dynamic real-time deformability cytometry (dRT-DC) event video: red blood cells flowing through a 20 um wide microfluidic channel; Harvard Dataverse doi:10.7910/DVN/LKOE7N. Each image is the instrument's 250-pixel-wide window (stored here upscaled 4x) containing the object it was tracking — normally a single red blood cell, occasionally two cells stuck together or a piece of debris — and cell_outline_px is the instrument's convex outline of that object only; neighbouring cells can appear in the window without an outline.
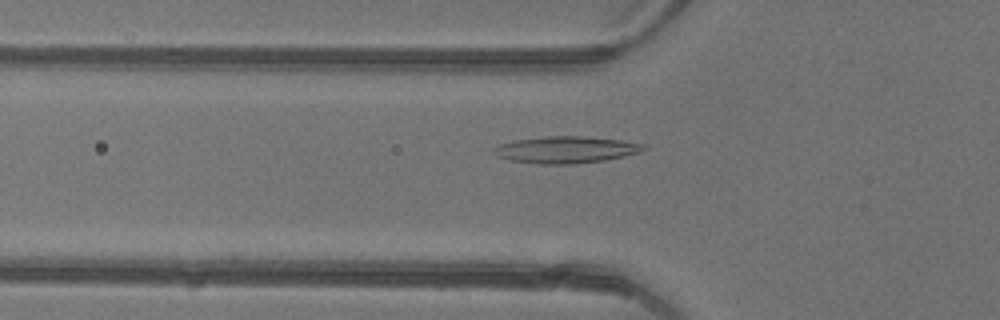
{"species": "common noctule bat (a hibernating species)", "species_latin": "Nyctalus noctula", "temperature_condition": "warm", "stored_images_in_passage": 37, "camera_frame_rate_fps": 3000, "um_per_image_px": 0.085, "animal": {"sex": "female"}, "frame": {"image": 1, "passage_image": 8, "time_ms": 2.333, "image_size_px": [1000, 320], "cell_outline_px": [[648, 148], [640, 152], [624, 156], [604, 160], [572, 164], [540, 164], [512, 160], [496, 156], [492, 152], [492, 148], [500, 144], [516, 140], [548, 136], [584, 136], [620, 140], [644, 144]], "centroid_in_image_um": [48.1, 12.72], "position_along_channel_um": 77.7, "area_um2": 23.29}}
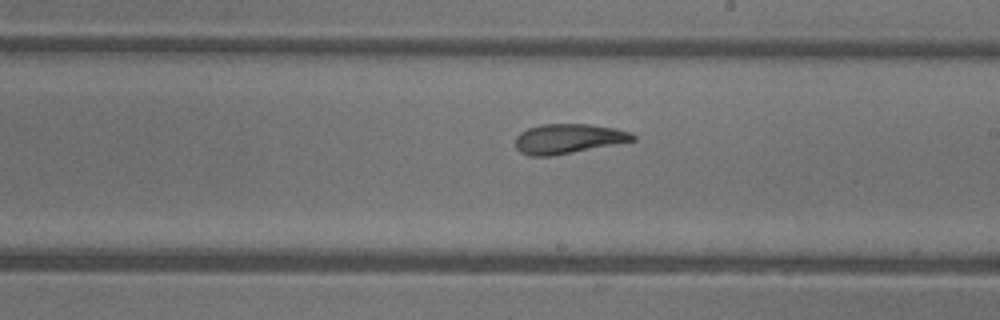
{"frame": {"image": 2, "passage_image": 19, "time_ms": 6.0, "image_size_px": [1000, 320], "cell_outline_px": [[636, 140], [552, 156], [528, 156], [520, 152], [516, 148], [516, 136], [520, 132], [528, 128], [540, 124], [588, 124], [616, 128], [628, 132], [636, 136]], "centroid_in_image_um": [48.27, 11.79], "position_along_channel_um": 240.7, "area_um2": 20.29}}
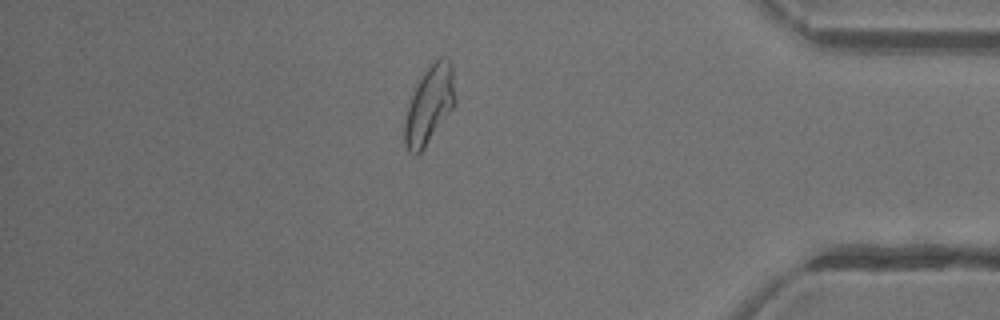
{"frame": {"image": 3, "passage_image": 32, "time_ms": 10.333, "image_size_px": [1000, 320], "cell_outline_px": [[456, 104], [424, 148], [416, 156], [412, 156], [408, 152], [404, 144], [404, 120], [412, 88], [420, 76], [440, 56], [444, 56], [452, 64], [456, 100]], "centroid_in_image_um": [36.47, 8.92], "position_along_channel_um": 398.7, "area_um2": 23.41}}